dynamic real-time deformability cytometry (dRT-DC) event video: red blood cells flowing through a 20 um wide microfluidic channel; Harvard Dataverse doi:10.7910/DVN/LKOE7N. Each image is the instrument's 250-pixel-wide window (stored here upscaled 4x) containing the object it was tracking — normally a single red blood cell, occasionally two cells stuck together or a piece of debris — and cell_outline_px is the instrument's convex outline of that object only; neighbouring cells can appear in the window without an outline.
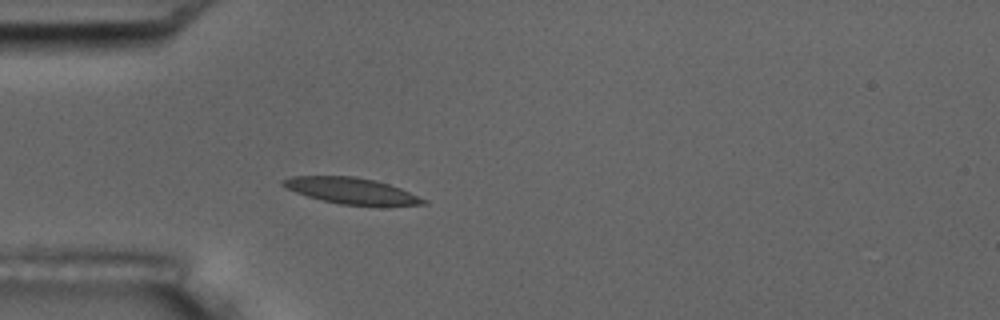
{"species": "common noctule bat (a hibernating species)", "species_latin": "Nyctalus noctula", "temperature_condition": "room temperature", "stored_images_in_passage": 3, "camera_frame_rate_fps": 3000, "um_per_image_px": 0.085, "animal": {"sex": "male", "body_mass_g": 17.5, "forearm_length_mm": 52.3}, "frame": {"image": 1, "passage_image": 3, "time_ms": 2.333, "image_size_px": [1000, 320], "cell_outline_px": [[428, 204], [340, 204], [308, 196], [284, 188], [280, 184], [280, 180], [292, 176], [352, 176], [376, 180], [400, 188], [428, 200]], "centroid_in_image_um": [29.79, 16.18], "position_along_channel_um": 55.2, "area_um2": 20.87}}